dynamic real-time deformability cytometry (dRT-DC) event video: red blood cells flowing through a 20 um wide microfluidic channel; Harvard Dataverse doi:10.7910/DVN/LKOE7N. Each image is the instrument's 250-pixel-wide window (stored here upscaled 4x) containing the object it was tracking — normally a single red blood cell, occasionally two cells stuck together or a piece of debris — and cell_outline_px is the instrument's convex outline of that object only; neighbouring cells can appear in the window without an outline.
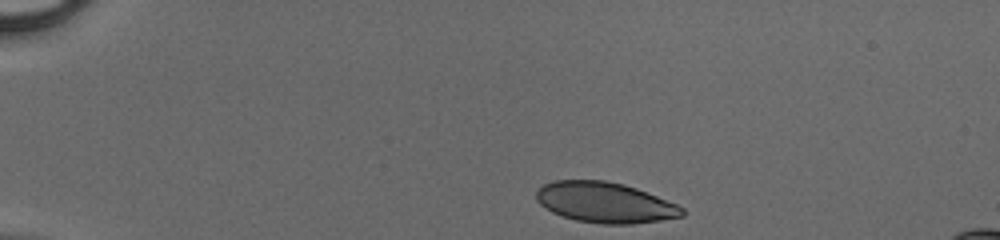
{"species": "human", "species_latin": "Homo sapiens", "temperature_condition": "cold", "stored_images_in_passage": 34, "camera_frame_rate_fps": 3000, "um_per_image_px": 0.085, "donor": {"sex": "male"}, "frame": {"image": 1, "passage_image": 1, "time_ms": 0.0, "image_size_px": [1000, 240], "cell_outline_px": [[684, 216], [660, 220], [632, 224], [604, 224], [576, 220], [552, 212], [544, 208], [536, 200], [536, 188], [552, 180], [604, 180], [624, 184], [636, 188], [676, 204], [684, 208]], "centroid_in_image_um": [51.38, 17.2], "position_along_channel_um": 33.6, "area_um2": 34.45}}
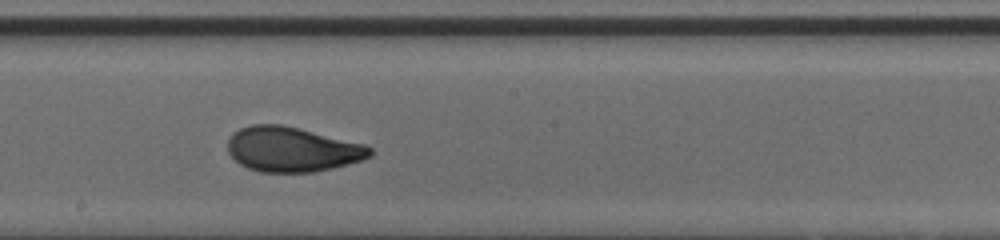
{"frame": {"image": 2, "passage_image": 20, "time_ms": 6.333, "image_size_px": [1000, 240], "cell_outline_px": [[372, 156], [364, 160], [332, 168], [312, 172], [260, 172], [248, 168], [240, 164], [228, 152], [228, 140], [240, 128], [252, 124], [280, 124], [364, 144], [372, 148]], "centroid_in_image_um": [24.84, 12.7], "position_along_channel_um": 223.4, "area_um2": 36.88}}
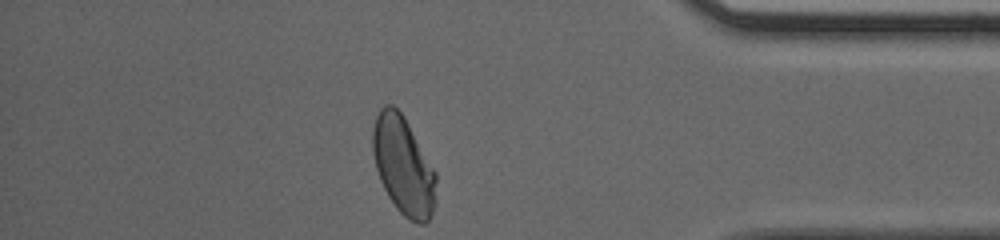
{"frame": {"image": 3, "passage_image": 34, "time_ms": 11.0, "image_size_px": [1000, 240], "cell_outline_px": [[436, 204], [428, 220], [424, 224], [420, 224], [408, 220], [396, 208], [388, 196], [380, 180], [376, 168], [372, 152], [372, 128], [376, 116], [380, 108], [384, 104], [392, 104], [404, 116], [436, 172]], "centroid_in_image_um": [34.28, 14.09], "position_along_channel_um": 400.9, "area_um2": 36.47}}